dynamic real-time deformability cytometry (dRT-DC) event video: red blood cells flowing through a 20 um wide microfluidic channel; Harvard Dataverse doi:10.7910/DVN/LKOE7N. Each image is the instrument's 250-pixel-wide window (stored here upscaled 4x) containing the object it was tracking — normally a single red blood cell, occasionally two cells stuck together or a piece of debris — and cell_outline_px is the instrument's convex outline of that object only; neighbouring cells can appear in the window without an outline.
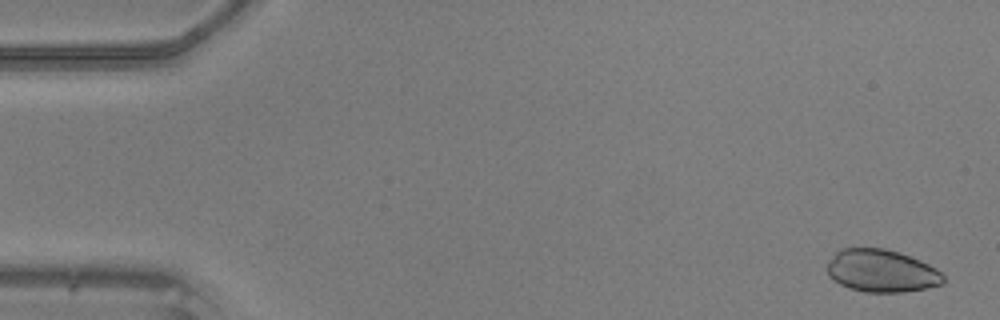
{"species": "common noctule bat (a hibernating species)", "species_latin": "Nyctalus noctula", "temperature_condition": "warm", "stored_images_in_passage": 49, "camera_frame_rate_fps": 3000, "um_per_image_px": 0.085, "animal": {"sex": "male", "body_mass_g": 20.5, "forearm_length_mm": 52.5}, "frame": {"image": 1, "passage_image": 2, "time_ms": 0.333, "image_size_px": [1000, 320], "cell_outline_px": [[944, 284], [924, 288], [900, 292], [864, 292], [848, 288], [840, 284], [828, 276], [828, 260], [840, 248], [884, 248], [900, 252], [920, 260], [936, 268], [944, 276]], "centroid_in_image_um": [74.92, 23.02], "position_along_channel_um": 10.1, "area_um2": 28.9}}
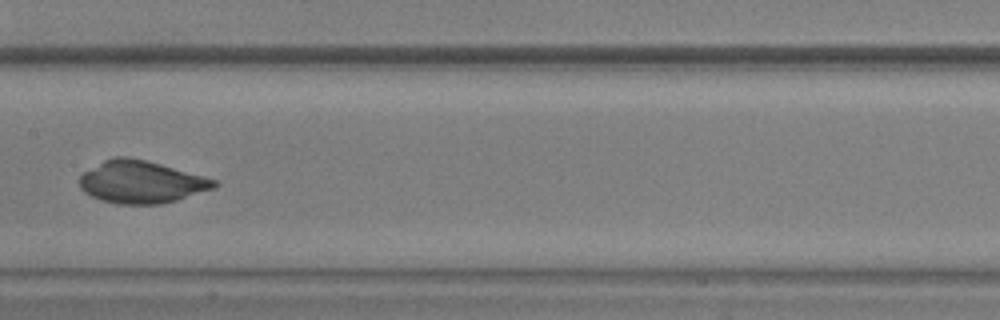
{"frame": {"image": 2, "passage_image": 25, "time_ms": 8.0, "image_size_px": [1000, 320], "cell_outline_px": [[220, 184], [212, 188], [176, 200], [160, 204], [116, 204], [100, 200], [84, 192], [80, 188], [80, 176], [84, 172], [104, 160], [112, 156], [128, 156], [148, 160], [216, 180]], "centroid_in_image_um": [11.97, 15.46], "position_along_channel_um": 195.4, "area_um2": 33.12}}
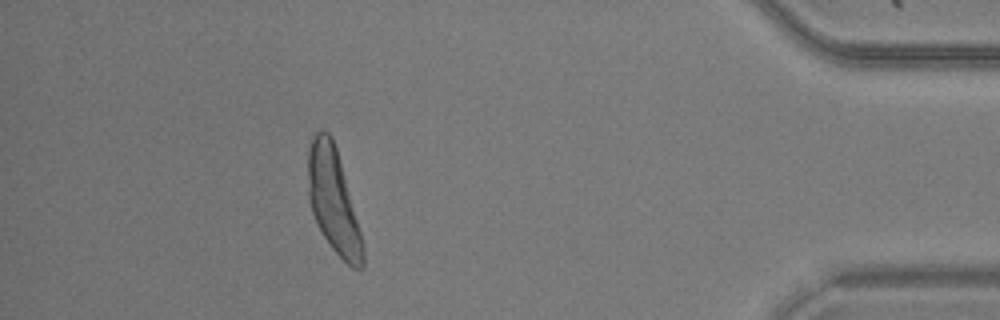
{"frame": {"image": 3, "passage_image": 44, "time_ms": 14.333, "image_size_px": [1000, 320], "cell_outline_px": [[364, 268], [352, 268], [332, 248], [324, 236], [312, 212], [308, 196], [308, 148], [312, 136], [316, 132], [328, 132], [332, 136], [336, 148], [360, 232], [364, 248]], "centroid_in_image_um": [28.32, 17.05], "position_along_channel_um": 406.9, "area_um2": 32.54}}